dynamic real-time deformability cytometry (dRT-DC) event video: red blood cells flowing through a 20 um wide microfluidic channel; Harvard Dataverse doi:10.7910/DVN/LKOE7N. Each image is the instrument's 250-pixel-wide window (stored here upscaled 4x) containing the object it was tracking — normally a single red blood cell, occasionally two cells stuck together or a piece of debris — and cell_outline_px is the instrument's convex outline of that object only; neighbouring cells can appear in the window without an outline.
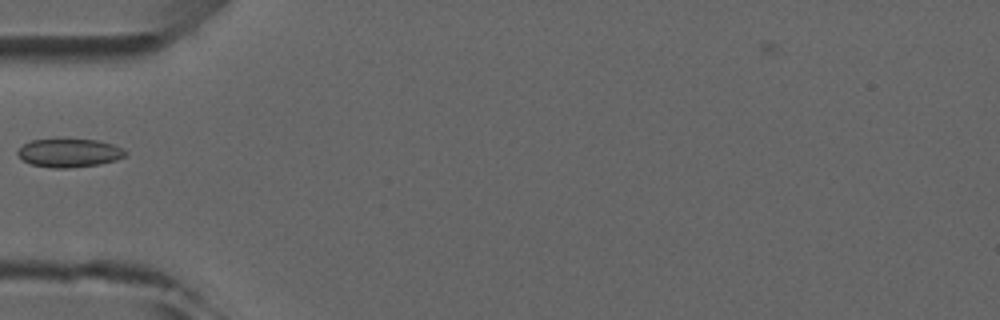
{"species": "common noctule bat (a hibernating species)", "species_latin": "Nyctalus noctula", "temperature_condition": "room temperature", "stored_images_in_passage": 1, "camera_frame_rate_fps": 3000, "um_per_image_px": 0.085, "animal": {"sex": "male", "forearm_length_mm": 52.5}, "frame": {"image": 1, "passage_image": 1, "time_ms": 0.0, "image_size_px": [1000, 320], "cell_outline_px": [[128, 152], [124, 156], [116, 160], [100, 164], [68, 168], [52, 168], [32, 164], [24, 160], [16, 152], [24, 144], [32, 140], [96, 140], [112, 144], [124, 148]], "centroid_in_image_um": [5.93, 13.01], "position_along_channel_um": 79.1, "area_um2": 17.57}}